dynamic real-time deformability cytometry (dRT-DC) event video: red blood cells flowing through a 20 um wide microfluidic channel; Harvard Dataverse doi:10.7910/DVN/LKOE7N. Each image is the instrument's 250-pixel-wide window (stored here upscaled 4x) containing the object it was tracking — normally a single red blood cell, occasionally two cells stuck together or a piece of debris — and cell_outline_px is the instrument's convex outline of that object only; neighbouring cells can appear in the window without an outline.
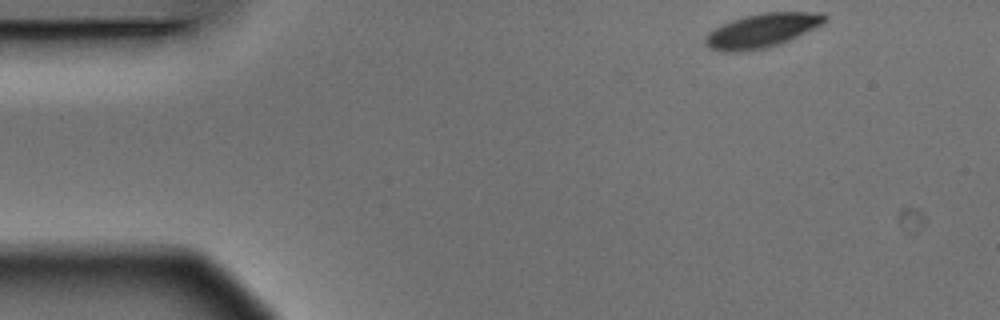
{"species": "Egyptian fruit bat (a non-hibernating species)", "species_latin": "Rousettus aegyptiacus", "temperature_condition": "warm", "stored_images_in_passage": 3, "camera_frame_rate_fps": 3000, "um_per_image_px": 0.085, "animal": {"sex": "male"}, "frame": {"image": 1, "passage_image": 1, "time_ms": 0.0, "image_size_px": [1000, 320], "cell_outline_px": [[828, 16], [820, 24], [780, 44], [764, 48], [740, 52], [724, 52], [708, 48], [704, 44], [704, 40], [708, 32], [732, 20], [744, 16], [764, 12], [824, 12]], "centroid_in_image_um": [64.71, 2.6], "position_along_channel_um": 20.3, "area_um2": 23.35}}